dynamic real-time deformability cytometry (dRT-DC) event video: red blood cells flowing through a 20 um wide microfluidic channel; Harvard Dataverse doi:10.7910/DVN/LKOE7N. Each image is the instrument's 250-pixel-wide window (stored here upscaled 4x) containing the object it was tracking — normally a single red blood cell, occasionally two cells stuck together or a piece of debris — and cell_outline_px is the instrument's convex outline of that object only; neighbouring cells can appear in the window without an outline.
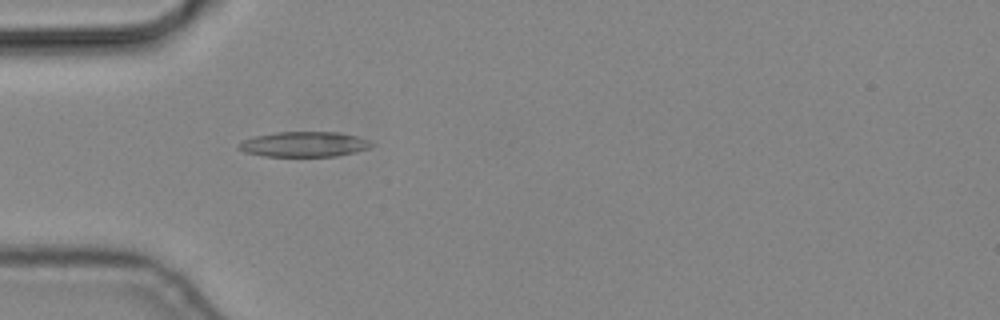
{"species": "common noctule bat (a hibernating species)", "species_latin": "Nyctalus noctula", "temperature_condition": "cold", "stored_images_in_passage": 4, "camera_frame_rate_fps": 3000, "um_per_image_px": 0.085, "animal": {"sex": "male", "body_mass_g": 19.2, "forearm_length_mm": 51.8}, "frame": {"image": 1, "passage_image": 4, "time_ms": 1.0, "image_size_px": [1000, 320], "cell_outline_px": [[372, 144], [368, 148], [356, 152], [336, 156], [264, 156], [244, 152], [236, 148], [236, 144], [244, 140], [256, 136], [276, 132], [340, 132], [356, 136], [368, 140]], "centroid_in_image_um": [25.81, 12.26], "position_along_channel_um": 59.2, "area_um2": 19.42}}